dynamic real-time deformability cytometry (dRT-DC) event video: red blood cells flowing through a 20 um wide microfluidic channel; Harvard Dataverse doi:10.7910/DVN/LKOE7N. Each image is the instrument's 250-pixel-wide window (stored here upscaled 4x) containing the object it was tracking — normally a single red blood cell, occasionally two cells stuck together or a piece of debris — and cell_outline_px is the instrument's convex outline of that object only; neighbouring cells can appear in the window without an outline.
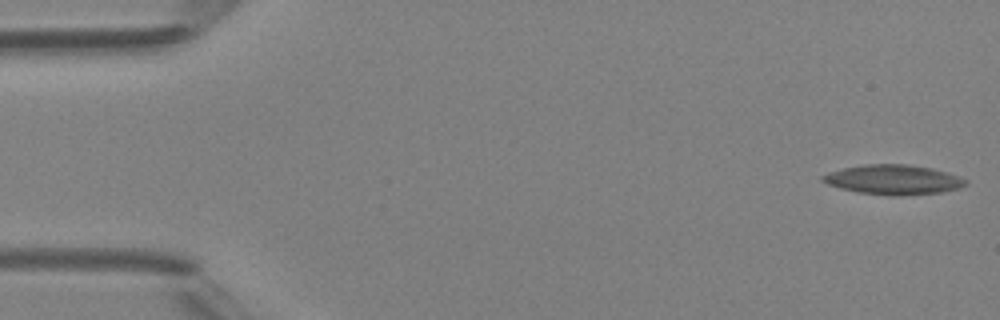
{"species": "Egyptian fruit bat (a non-hibernating species)", "species_latin": "Rousettus aegyptiacus", "temperature_condition": "room temperature", "stored_images_in_passage": 5, "camera_frame_rate_fps": 3000, "um_per_image_px": 0.085, "animal": {"sex": "female"}, "frame": {"image": 1, "passage_image": 1, "time_ms": 0.0, "image_size_px": [1000, 320], "cell_outline_px": [[968, 184], [956, 188], [940, 192], [900, 196], [892, 196], [856, 192], [840, 188], [828, 184], [820, 180], [820, 176], [828, 172], [844, 168], [864, 164], [908, 164], [932, 168], [948, 172], [960, 176], [968, 180]], "centroid_in_image_um": [75.92, 15.27], "position_along_channel_um": 9.1, "area_um2": 24.91}}
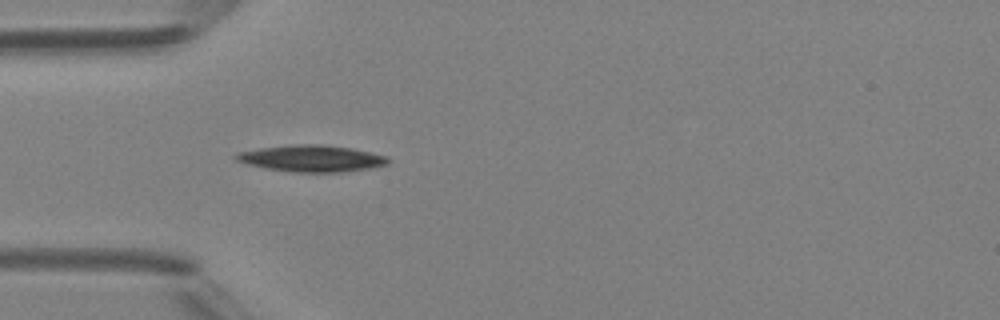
{"frame": {"image": 2, "passage_image": 5, "time_ms": 4.667, "image_size_px": [1000, 320], "cell_outline_px": [[388, 164], [368, 168], [340, 172], [292, 172], [264, 168], [248, 164], [236, 160], [232, 156], [236, 152], [260, 148], [292, 144], [320, 144], [352, 148], [388, 156]], "centroid_in_image_um": [26.44, 13.46], "position_along_channel_um": 58.6, "area_um2": 23.58}}